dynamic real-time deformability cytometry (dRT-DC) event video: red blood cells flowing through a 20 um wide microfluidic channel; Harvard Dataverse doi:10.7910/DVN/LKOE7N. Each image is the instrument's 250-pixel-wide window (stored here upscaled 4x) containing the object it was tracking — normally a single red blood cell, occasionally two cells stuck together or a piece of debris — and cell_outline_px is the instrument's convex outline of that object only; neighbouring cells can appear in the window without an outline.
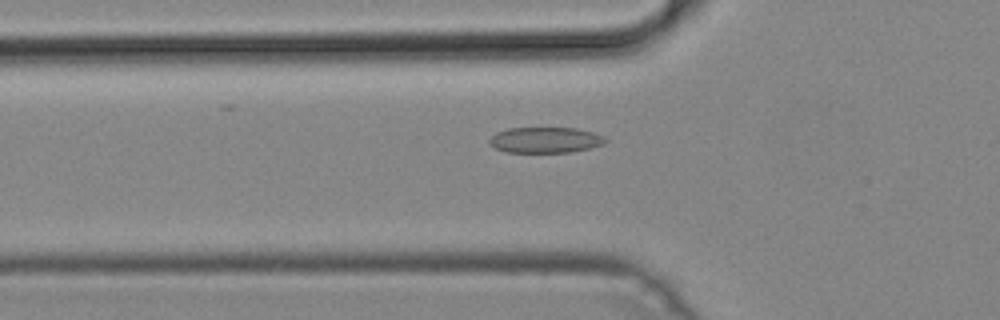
{"species": "common noctule bat (a hibernating species)", "species_latin": "Nyctalus noctula", "temperature_condition": "cold", "stored_images_in_passage": 51, "camera_frame_rate_fps": 3000, "um_per_image_px": 0.085, "animal": {"sex": "male", "body_mass_g": 19.2, "forearm_length_mm": 51.8}, "frame": {"image": 1, "passage_image": 18, "time_ms": 5.667, "image_size_px": [1000, 320], "cell_outline_px": [[608, 140], [604, 144], [572, 152], [508, 152], [496, 148], [488, 144], [488, 140], [496, 132], [508, 128], [576, 128], [592, 132], [604, 136]], "centroid_in_image_um": [46.34, 11.89], "position_along_channel_um": 79.5, "area_um2": 17.4}}
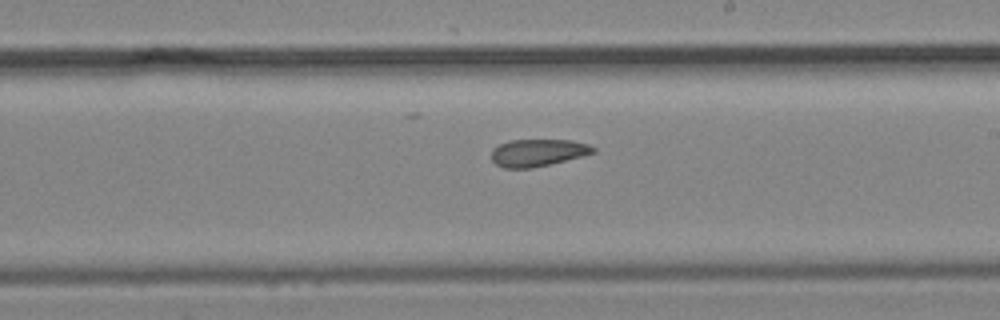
{"frame": {"image": 2, "passage_image": 30, "time_ms": 9.667, "image_size_px": [1000, 320], "cell_outline_px": [[596, 152], [584, 156], [532, 168], [504, 168], [496, 164], [492, 160], [492, 148], [500, 144], [512, 140], [572, 140], [588, 144], [596, 148]], "centroid_in_image_um": [45.74, 12.98], "position_along_channel_um": 243.3, "area_um2": 16.18}}
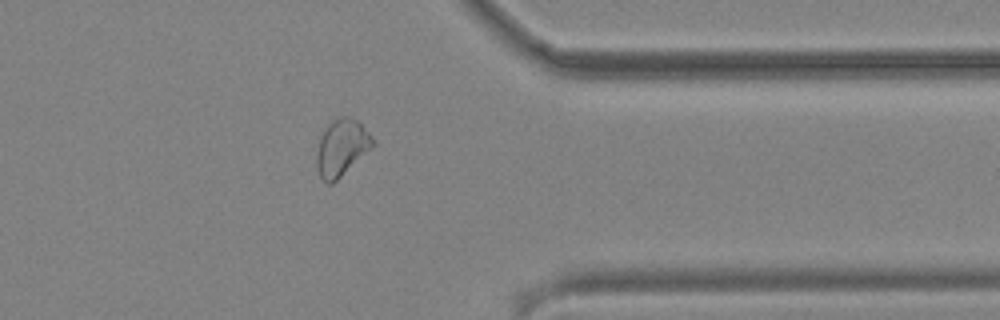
{"frame": {"image": 3, "passage_image": 41, "time_ms": 13.333, "image_size_px": [1000, 320], "cell_outline_px": [[376, 144], [372, 148], [332, 184], [324, 184], [320, 176], [316, 164], [316, 156], [320, 140], [324, 128], [332, 120], [340, 116], [348, 116], [356, 120], [372, 136]], "centroid_in_image_um": [29.03, 12.56], "position_along_channel_um": 382.4, "area_um2": 18.44}}